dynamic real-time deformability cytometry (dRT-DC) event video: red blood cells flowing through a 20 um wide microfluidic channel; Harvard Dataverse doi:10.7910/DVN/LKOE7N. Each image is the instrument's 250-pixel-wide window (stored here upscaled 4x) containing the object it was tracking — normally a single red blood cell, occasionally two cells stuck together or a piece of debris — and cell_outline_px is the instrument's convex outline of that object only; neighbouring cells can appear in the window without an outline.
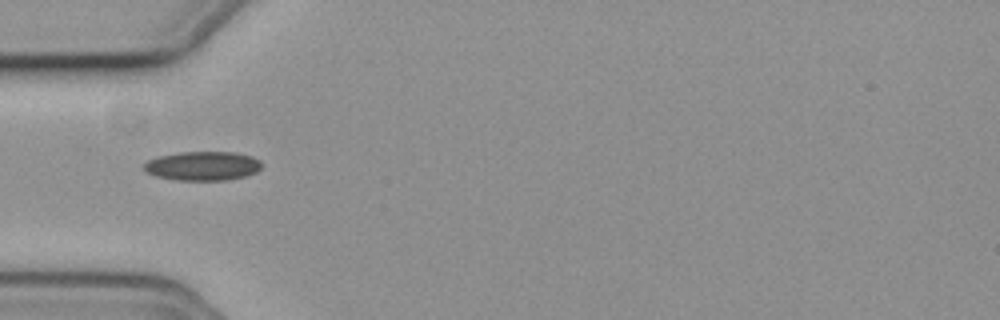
{"species": "common noctule bat (a hibernating species)", "species_latin": "Nyctalus noctula", "temperature_condition": "cold", "stored_images_in_passage": 10, "camera_frame_rate_fps": 3000, "um_per_image_px": 0.085, "animal": {"sex": "female", "body_mass_g": 19.3, "forearm_length_mm": 54.1}, "frame": {"image": 1, "passage_image": 1, "time_ms": 0.0, "image_size_px": [1000, 320], "cell_outline_px": [[260, 168], [256, 172], [244, 176], [228, 180], [176, 180], [156, 176], [148, 172], [144, 168], [144, 164], [148, 160], [156, 156], [180, 152], [236, 152], [252, 156], [260, 160]], "centroid_in_image_um": [17.22, 14.09], "position_along_channel_um": 67.8, "area_um2": 19.94}}
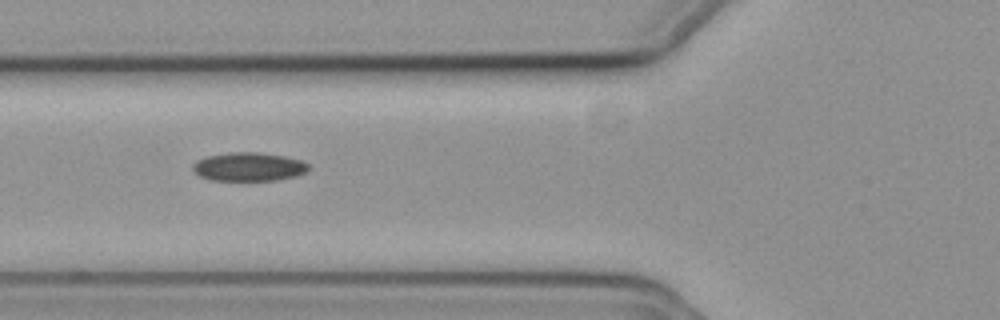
{"frame": {"image": 2, "passage_image": 4, "time_ms": 1.0, "image_size_px": [1000, 320], "cell_outline_px": [[308, 168], [304, 172], [296, 176], [276, 180], [208, 180], [200, 176], [192, 168], [192, 164], [196, 160], [208, 156], [232, 152], [256, 152], [284, 156], [300, 160], [308, 164]], "centroid_in_image_um": [21.11, 14.17], "position_along_channel_um": 104.7, "area_um2": 19.13}}